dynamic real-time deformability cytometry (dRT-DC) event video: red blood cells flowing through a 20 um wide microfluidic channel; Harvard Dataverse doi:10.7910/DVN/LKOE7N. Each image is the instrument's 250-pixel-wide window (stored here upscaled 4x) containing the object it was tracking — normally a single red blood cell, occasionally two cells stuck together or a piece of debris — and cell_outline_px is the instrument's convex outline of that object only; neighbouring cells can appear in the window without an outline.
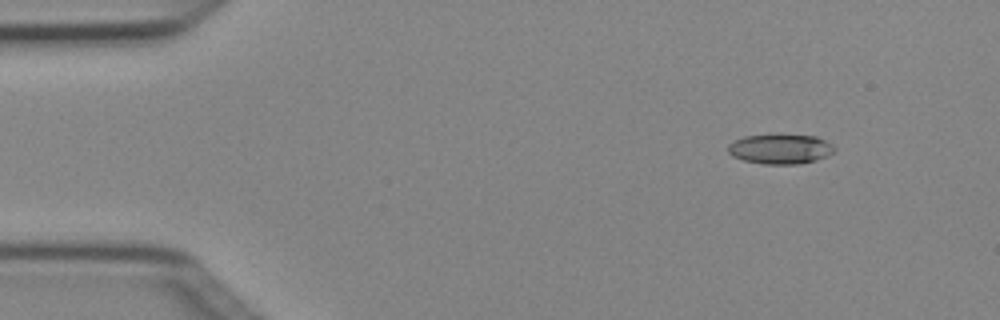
{"species": "Egyptian fruit bat (a non-hibernating species)", "species_latin": "Rousettus aegyptiacus", "temperature_condition": "cold", "stored_images_in_passage": 6, "camera_frame_rate_fps": 3000, "um_per_image_px": 0.085, "animal": {"sex": "female"}, "frame": {"image": 1, "passage_image": 2, "time_ms": 0.333, "image_size_px": [1000, 320], "cell_outline_px": [[836, 148], [828, 156], [816, 160], [800, 164], [764, 164], [744, 160], [732, 156], [728, 152], [728, 144], [744, 136], [816, 136], [832, 144]], "centroid_in_image_um": [66.34, 12.69], "position_along_channel_um": 18.7, "area_um2": 18.09}}
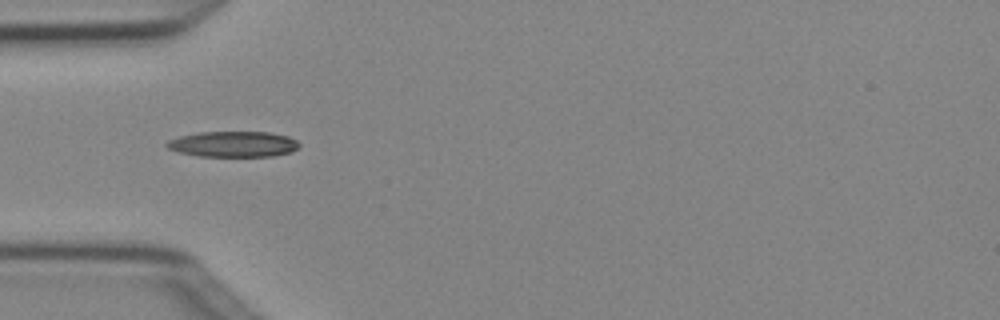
{"frame": {"image": 2, "passage_image": 5, "time_ms": 1.333, "image_size_px": [1000, 320], "cell_outline_px": [[300, 144], [292, 152], [272, 156], [200, 156], [176, 152], [168, 148], [164, 144], [168, 140], [180, 136], [200, 132], [268, 132], [288, 136], [296, 140]], "centroid_in_image_um": [19.8, 12.25], "position_along_channel_um": 65.2, "area_um2": 19.83}}
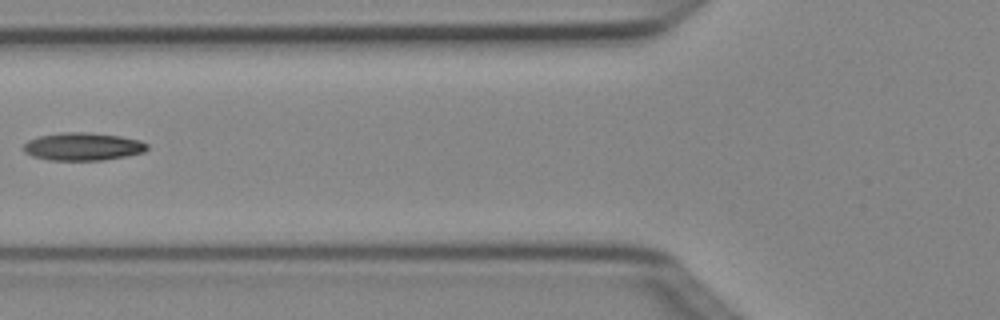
{"frame": {"image": 3, "passage_image": 6, "time_ms": 1.667, "image_size_px": [1000, 320], "cell_outline_px": [[148, 148], [144, 152], [104, 160], [48, 160], [32, 156], [24, 152], [24, 144], [28, 140], [40, 136], [64, 132], [92, 132], [120, 136], [140, 140], [148, 144]], "centroid_in_image_um": [7.05, 12.45], "position_along_channel_um": 118.8, "area_um2": 20.06}}